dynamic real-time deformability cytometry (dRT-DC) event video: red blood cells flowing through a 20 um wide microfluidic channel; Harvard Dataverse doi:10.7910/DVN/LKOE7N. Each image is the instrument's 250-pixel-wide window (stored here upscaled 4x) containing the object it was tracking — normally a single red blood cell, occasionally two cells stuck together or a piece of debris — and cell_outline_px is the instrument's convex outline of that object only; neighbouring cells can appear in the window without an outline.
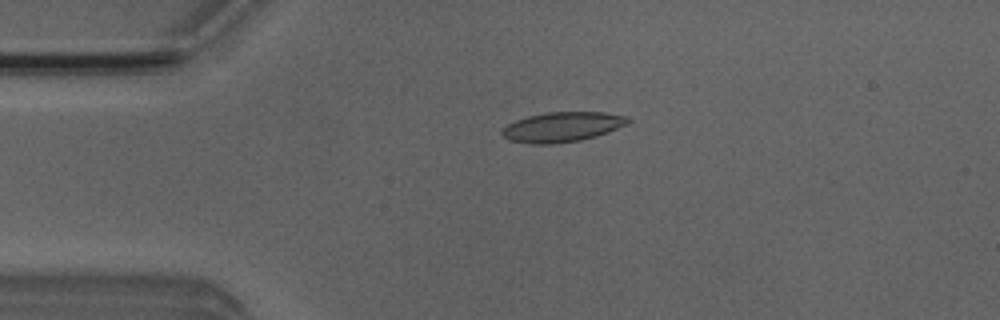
{"species": "Egyptian fruit bat (a non-hibernating species)", "species_latin": "Rousettus aegyptiacus", "temperature_condition": "room temperature", "stored_images_in_passage": 3, "camera_frame_rate_fps": 3000, "um_per_image_px": 0.085, "animal": {"sex": "male"}, "frame": {"image": 1, "passage_image": 2, "time_ms": 1.333, "image_size_px": [1000, 320], "cell_outline_px": [[632, 120], [628, 124], [596, 136], [580, 140], [552, 144], [532, 144], [508, 140], [500, 132], [508, 124], [516, 120], [528, 116], [548, 112], [604, 112], [628, 116]], "centroid_in_image_um": [47.81, 10.79], "position_along_channel_um": 37.2, "area_um2": 21.91}}